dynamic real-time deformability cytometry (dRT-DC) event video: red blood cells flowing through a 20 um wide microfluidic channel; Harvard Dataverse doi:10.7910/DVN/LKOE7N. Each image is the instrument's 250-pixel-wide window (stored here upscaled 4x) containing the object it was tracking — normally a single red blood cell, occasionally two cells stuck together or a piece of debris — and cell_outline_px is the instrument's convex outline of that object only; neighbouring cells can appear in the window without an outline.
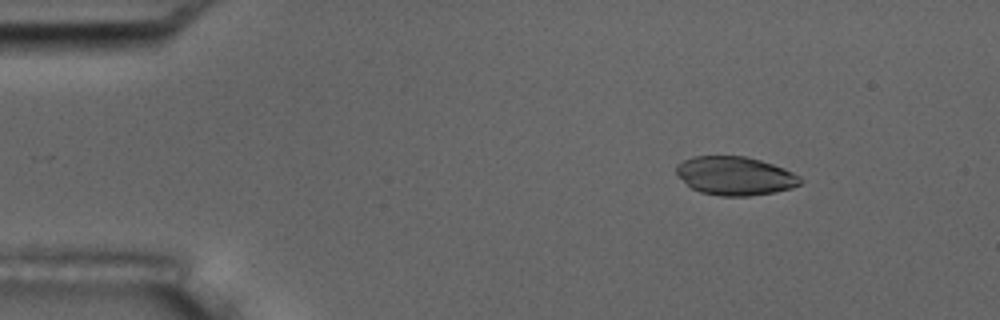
{"species": "common noctule bat (a hibernating species)", "species_latin": "Nyctalus noctula", "temperature_condition": "room temperature", "stored_images_in_passage": 7, "camera_frame_rate_fps": 3000, "um_per_image_px": 0.085, "animal": {"sex": "male", "body_mass_g": 17.5, "forearm_length_mm": 52.3}, "frame": {"image": 1, "passage_image": 3, "time_ms": 2.333, "image_size_px": [1000, 320], "cell_outline_px": [[804, 180], [800, 184], [792, 188], [776, 192], [748, 196], [720, 196], [700, 192], [692, 188], [676, 176], [676, 164], [692, 156], [744, 156], [760, 160], [784, 168], [800, 176]], "centroid_in_image_um": [62.47, 14.95], "position_along_channel_um": 22.5, "area_um2": 28.09}}